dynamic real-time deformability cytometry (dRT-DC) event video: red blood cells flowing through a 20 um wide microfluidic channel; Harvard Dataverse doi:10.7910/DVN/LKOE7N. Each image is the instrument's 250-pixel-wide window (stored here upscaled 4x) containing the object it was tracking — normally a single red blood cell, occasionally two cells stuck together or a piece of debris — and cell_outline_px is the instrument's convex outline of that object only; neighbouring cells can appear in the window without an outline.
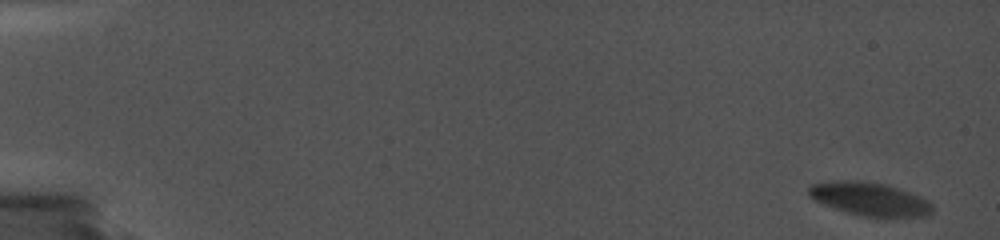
{"species": "common noctule bat (a hibernating species)", "species_latin": "Nyctalus noctula", "temperature_condition": "cold", "stored_images_in_passage": 106, "camera_frame_rate_fps": 5000, "um_per_image_px": 0.085, "animal": {"sex": "female", "body_mass_g": 19.0, "forearm_length_mm": 56.7}, "frame": {"image": 1, "passage_image": 1, "time_ms": 0.0, "image_size_px": [1000, 240], "cell_outline_px": [[932, 212], [924, 216], [864, 216], [848, 212], [824, 204], [808, 196], [808, 184], [836, 180], [856, 180], [884, 184], [920, 196], [928, 200], [932, 204]], "centroid_in_image_um": [73.88, 16.89], "position_along_channel_um": 11.1, "area_um2": 23.58}}
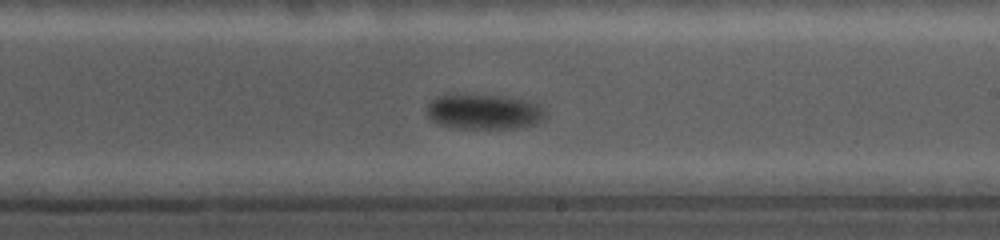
{"frame": {"image": 2, "passage_image": 69, "time_ms": 12.0, "image_size_px": [1000, 240], "cell_outline_px": [[544, 116], [536, 124], [516, 128], [456, 128], [440, 124], [432, 120], [428, 116], [428, 104], [436, 96], [444, 92], [456, 92], [504, 96], [524, 100], [540, 104], [544, 112]], "centroid_in_image_um": [41.07, 9.45], "position_along_channel_um": 247.9, "area_um2": 24.8}}
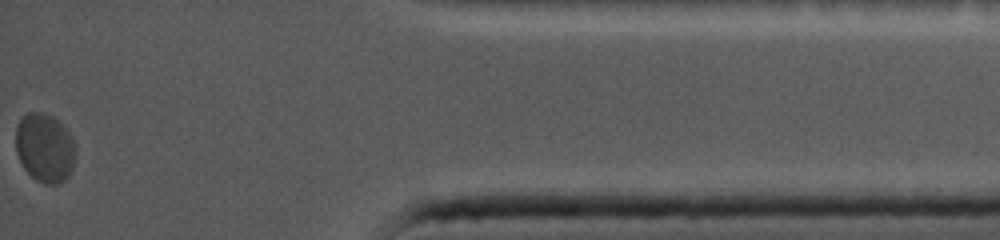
{"frame": {"image": 3, "passage_image": 105, "time_ms": 18.2, "image_size_px": [1000, 240], "cell_outline_px": [[76, 152], [72, 168], [68, 176], [60, 184], [44, 184], [36, 180], [24, 168], [16, 152], [16, 124], [28, 112], [40, 112], [52, 116], [72, 136], [76, 144]], "centroid_in_image_um": [3.82, 12.58], "position_along_channel_um": 431.4, "area_um2": 24.04}}